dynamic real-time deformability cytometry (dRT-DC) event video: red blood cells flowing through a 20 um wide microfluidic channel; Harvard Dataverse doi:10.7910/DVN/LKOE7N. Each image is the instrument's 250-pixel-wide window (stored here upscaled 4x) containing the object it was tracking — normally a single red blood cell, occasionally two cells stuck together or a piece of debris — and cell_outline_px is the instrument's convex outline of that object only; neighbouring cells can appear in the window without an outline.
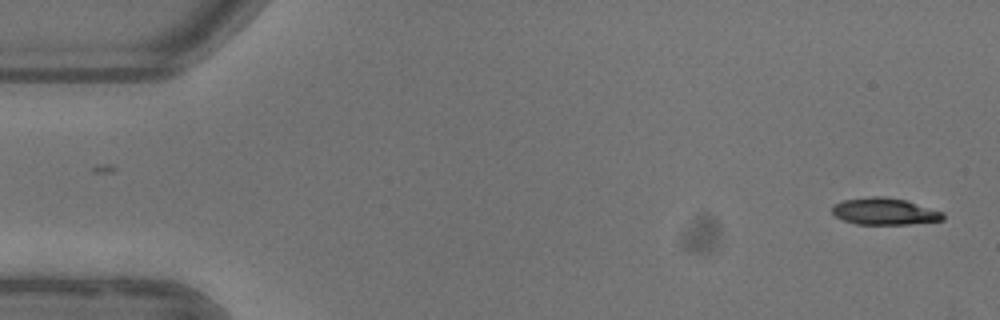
{"species": "common noctule bat (a hibernating species)", "species_latin": "Nyctalus noctula", "temperature_condition": "warm", "stored_images_in_passage": 51, "camera_frame_rate_fps": 3000, "um_per_image_px": 0.085, "animal": {"sex": "female"}, "frame": {"image": 1, "passage_image": 1, "time_ms": 0.0, "image_size_px": [1000, 320], "cell_outline_px": [[944, 220], [908, 224], [856, 224], [844, 220], [836, 216], [832, 212], [832, 204], [844, 200], [872, 196], [884, 196], [904, 200], [944, 212]], "centroid_in_image_um": [75.18, 17.97], "position_along_channel_um": 9.8, "area_um2": 17.22}}
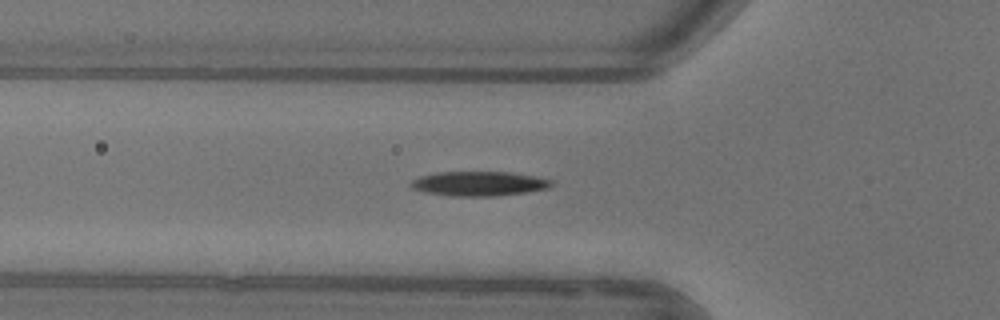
{"frame": {"image": 2, "passage_image": 17, "time_ms": 5.333, "image_size_px": [1000, 320], "cell_outline_px": [[552, 184], [548, 188], [524, 192], [496, 196], [452, 196], [428, 192], [412, 188], [412, 180], [420, 176], [436, 172], [512, 172], [552, 180]], "centroid_in_image_um": [40.71, 15.6], "position_along_channel_um": 85.1, "area_um2": 19.77}}
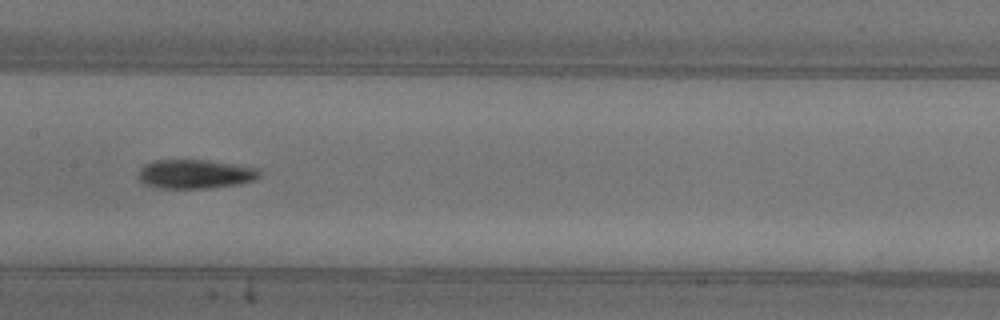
{"frame": {"image": 3, "passage_image": 25, "time_ms": 8.0, "image_size_px": [1000, 320], "cell_outline_px": [[260, 176], [256, 180], [236, 184], [204, 188], [156, 188], [144, 184], [140, 180], [140, 168], [144, 164], [152, 160], [208, 160], [256, 168], [260, 172]], "centroid_in_image_um": [16.56, 14.79], "position_along_channel_um": 190.8, "area_um2": 20.35}, "authors_computed_cell_mechanics": {"area_um2": 19.3052, "velocity_mm_per_s": 3.9309, "shape_relaxation_time_tau1_ms": 6.0119, "shape_relaxation_time_tau2_ms": 3.5492, "deformation_change_tau1": 0.2079, "deformation_change_tau2": 0.1102}}